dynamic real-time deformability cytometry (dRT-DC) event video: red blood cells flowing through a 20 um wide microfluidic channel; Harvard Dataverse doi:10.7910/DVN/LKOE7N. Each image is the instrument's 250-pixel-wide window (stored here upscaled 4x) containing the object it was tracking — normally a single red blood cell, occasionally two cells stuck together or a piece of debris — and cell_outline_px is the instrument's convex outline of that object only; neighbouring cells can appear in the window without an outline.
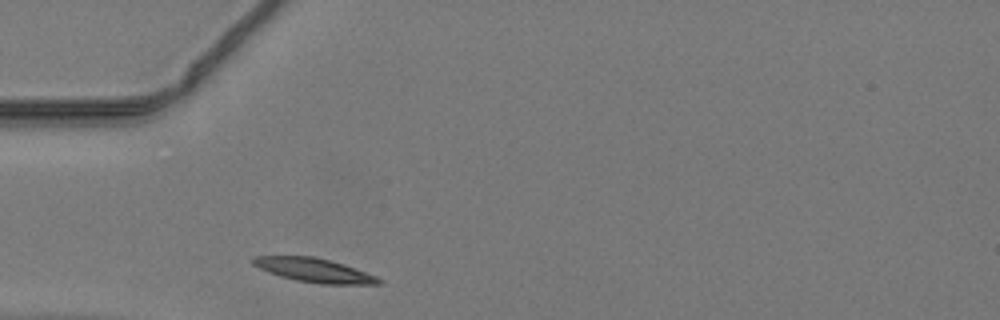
{"species": "common noctule bat (a hibernating species)", "species_latin": "Nyctalus noctula", "temperature_condition": "warm", "stored_images_in_passage": 5, "camera_frame_rate_fps": 3000, "um_per_image_px": 0.085, "animal": {"sex": "male", "body_mass_g": 19.2, "forearm_length_mm": 51.8}, "frame": {"image": 1, "passage_image": 1, "time_ms": 0.0, "image_size_px": [1000, 320], "cell_outline_px": [[384, 284], [320, 284], [296, 280], [280, 276], [268, 272], [252, 264], [252, 256], [312, 256], [344, 264], [376, 276], [384, 280]], "centroid_in_image_um": [26.72, 22.97], "position_along_channel_um": 58.3, "area_um2": 17.51}}
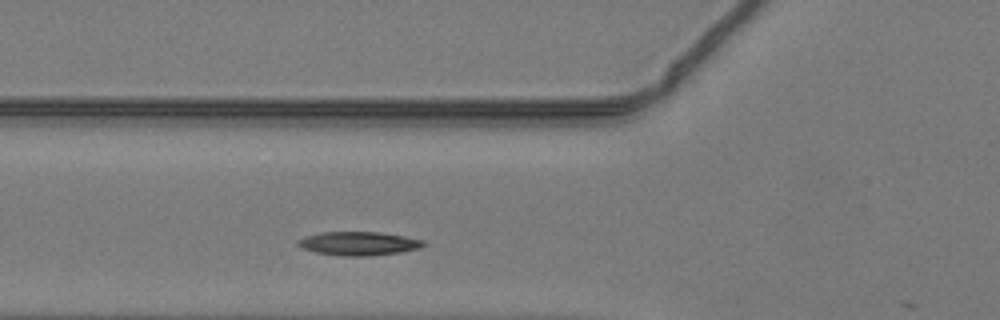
{"frame": {"image": 2, "passage_image": 4, "time_ms": 1.0, "image_size_px": [1000, 320], "cell_outline_px": [[428, 244], [420, 248], [400, 252], [372, 256], [340, 256], [316, 252], [300, 248], [296, 244], [296, 240], [304, 236], [320, 232], [380, 232], [404, 236], [424, 240]], "centroid_in_image_um": [30.47, 20.7], "position_along_channel_um": 95.3, "area_um2": 17.63}}